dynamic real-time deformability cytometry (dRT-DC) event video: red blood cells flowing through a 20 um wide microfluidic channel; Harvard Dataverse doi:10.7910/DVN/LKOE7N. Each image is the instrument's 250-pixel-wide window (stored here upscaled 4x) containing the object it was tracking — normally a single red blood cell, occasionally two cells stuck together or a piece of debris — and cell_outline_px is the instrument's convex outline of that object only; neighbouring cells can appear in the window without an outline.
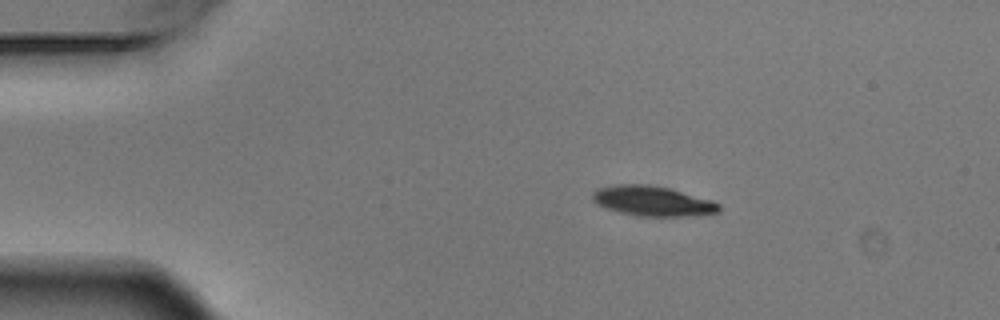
{"species": "Egyptian fruit bat (a non-hibernating species)", "species_latin": "Rousettus aegyptiacus", "temperature_condition": "warm", "stored_images_in_passage": 4, "camera_frame_rate_fps": 3000, "um_per_image_px": 0.085, "animal": {"sex": "male"}, "frame": {"image": 1, "passage_image": 2, "time_ms": 0.333, "image_size_px": [1000, 320], "cell_outline_px": [[720, 212], [684, 216], [636, 216], [620, 212], [596, 204], [592, 200], [592, 192], [600, 188], [616, 184], [648, 184], [668, 188], [712, 200], [720, 204]], "centroid_in_image_um": [55.45, 17.08], "position_along_channel_um": 29.5, "area_um2": 21.96}}